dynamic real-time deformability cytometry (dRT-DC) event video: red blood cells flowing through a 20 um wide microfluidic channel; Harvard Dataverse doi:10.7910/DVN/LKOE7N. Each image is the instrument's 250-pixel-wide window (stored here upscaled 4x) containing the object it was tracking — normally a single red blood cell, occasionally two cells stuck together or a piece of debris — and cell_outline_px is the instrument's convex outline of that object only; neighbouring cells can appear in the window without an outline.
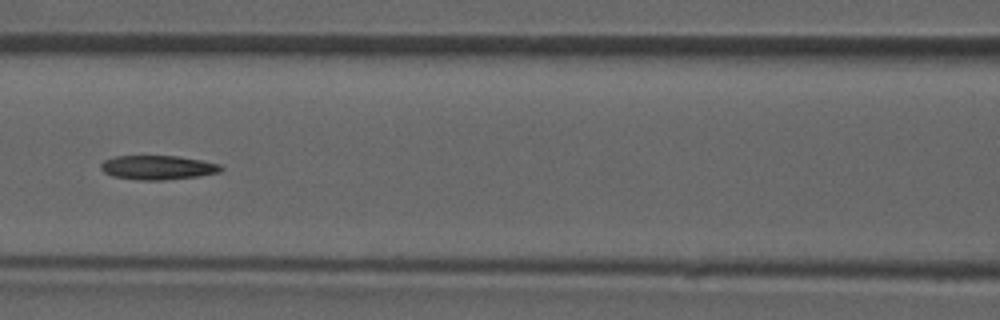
{"species": "common noctule bat (a hibernating species)", "species_latin": "Nyctalus noctula", "temperature_condition": "room temperature", "stored_images_in_passage": 47, "camera_frame_rate_fps": 3000, "um_per_image_px": 0.085, "animal": {"sex": "male", "forearm_length_mm": 52.5}, "frame": {"image": 1, "passage_image": 21, "time_ms": 6.667, "image_size_px": [1000, 320], "cell_outline_px": [[224, 168], [220, 172], [200, 176], [164, 180], [140, 180], [112, 176], [104, 172], [100, 168], [100, 164], [104, 160], [116, 156], [176, 156], [200, 160], [220, 164]], "centroid_in_image_um": [13.41, 14.24], "position_along_channel_um": 153.2, "area_um2": 16.94}}